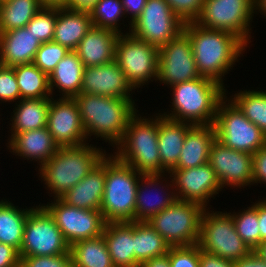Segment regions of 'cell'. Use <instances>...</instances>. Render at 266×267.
I'll list each match as a JSON object with an SVG mask.
<instances>
[{
  "instance_id": "cell-1",
  "label": "cell",
  "mask_w": 266,
  "mask_h": 267,
  "mask_svg": "<svg viewBox=\"0 0 266 267\" xmlns=\"http://www.w3.org/2000/svg\"><path fill=\"white\" fill-rule=\"evenodd\" d=\"M183 32L189 37L198 73L223 85L222 76L247 45L230 32L203 28L194 22L185 23Z\"/></svg>"
},
{
  "instance_id": "cell-2",
  "label": "cell",
  "mask_w": 266,
  "mask_h": 267,
  "mask_svg": "<svg viewBox=\"0 0 266 267\" xmlns=\"http://www.w3.org/2000/svg\"><path fill=\"white\" fill-rule=\"evenodd\" d=\"M74 100L79 107L86 137L94 134L116 145L124 137L130 118L137 112L134 100L128 98L80 93Z\"/></svg>"
},
{
  "instance_id": "cell-3",
  "label": "cell",
  "mask_w": 266,
  "mask_h": 267,
  "mask_svg": "<svg viewBox=\"0 0 266 267\" xmlns=\"http://www.w3.org/2000/svg\"><path fill=\"white\" fill-rule=\"evenodd\" d=\"M173 87V88H172ZM224 86L208 77H199L171 86L173 109L162 116L193 125L214 124L217 107L226 97Z\"/></svg>"
},
{
  "instance_id": "cell-4",
  "label": "cell",
  "mask_w": 266,
  "mask_h": 267,
  "mask_svg": "<svg viewBox=\"0 0 266 267\" xmlns=\"http://www.w3.org/2000/svg\"><path fill=\"white\" fill-rule=\"evenodd\" d=\"M106 155L105 151L82 144L75 147H59L52 158L40 168V175L47 187L60 199L78 184Z\"/></svg>"
},
{
  "instance_id": "cell-5",
  "label": "cell",
  "mask_w": 266,
  "mask_h": 267,
  "mask_svg": "<svg viewBox=\"0 0 266 267\" xmlns=\"http://www.w3.org/2000/svg\"><path fill=\"white\" fill-rule=\"evenodd\" d=\"M141 175L116 156H106V179L100 207L106 223L135 221L136 192Z\"/></svg>"
},
{
  "instance_id": "cell-6",
  "label": "cell",
  "mask_w": 266,
  "mask_h": 267,
  "mask_svg": "<svg viewBox=\"0 0 266 267\" xmlns=\"http://www.w3.org/2000/svg\"><path fill=\"white\" fill-rule=\"evenodd\" d=\"M150 120L142 119L137 113L130 118L115 156L142 175H161L158 116Z\"/></svg>"
},
{
  "instance_id": "cell-7",
  "label": "cell",
  "mask_w": 266,
  "mask_h": 267,
  "mask_svg": "<svg viewBox=\"0 0 266 267\" xmlns=\"http://www.w3.org/2000/svg\"><path fill=\"white\" fill-rule=\"evenodd\" d=\"M205 209L201 204L177 199L147 222L170 247L195 245L198 244Z\"/></svg>"
},
{
  "instance_id": "cell-8",
  "label": "cell",
  "mask_w": 266,
  "mask_h": 267,
  "mask_svg": "<svg viewBox=\"0 0 266 267\" xmlns=\"http://www.w3.org/2000/svg\"><path fill=\"white\" fill-rule=\"evenodd\" d=\"M224 97L217 107L216 139L234 150L255 153L266 145V134L253 124L231 100L226 104Z\"/></svg>"
},
{
  "instance_id": "cell-9",
  "label": "cell",
  "mask_w": 266,
  "mask_h": 267,
  "mask_svg": "<svg viewBox=\"0 0 266 267\" xmlns=\"http://www.w3.org/2000/svg\"><path fill=\"white\" fill-rule=\"evenodd\" d=\"M220 213V214H219ZM231 213H203L198 245L207 253L237 261L251 250L236 231Z\"/></svg>"
},
{
  "instance_id": "cell-10",
  "label": "cell",
  "mask_w": 266,
  "mask_h": 267,
  "mask_svg": "<svg viewBox=\"0 0 266 267\" xmlns=\"http://www.w3.org/2000/svg\"><path fill=\"white\" fill-rule=\"evenodd\" d=\"M254 10L255 0H204L194 23L203 28L230 32L247 45Z\"/></svg>"
},
{
  "instance_id": "cell-11",
  "label": "cell",
  "mask_w": 266,
  "mask_h": 267,
  "mask_svg": "<svg viewBox=\"0 0 266 267\" xmlns=\"http://www.w3.org/2000/svg\"><path fill=\"white\" fill-rule=\"evenodd\" d=\"M70 252L53 217L43 206H36L28 213L25 222L20 256H51Z\"/></svg>"
},
{
  "instance_id": "cell-12",
  "label": "cell",
  "mask_w": 266,
  "mask_h": 267,
  "mask_svg": "<svg viewBox=\"0 0 266 267\" xmlns=\"http://www.w3.org/2000/svg\"><path fill=\"white\" fill-rule=\"evenodd\" d=\"M159 48L141 41L131 33H122L116 42L115 61L134 89L158 76Z\"/></svg>"
},
{
  "instance_id": "cell-13",
  "label": "cell",
  "mask_w": 266,
  "mask_h": 267,
  "mask_svg": "<svg viewBox=\"0 0 266 267\" xmlns=\"http://www.w3.org/2000/svg\"><path fill=\"white\" fill-rule=\"evenodd\" d=\"M184 24L166 0H147L141 15L130 24V33L160 48L177 37L183 31Z\"/></svg>"
},
{
  "instance_id": "cell-14",
  "label": "cell",
  "mask_w": 266,
  "mask_h": 267,
  "mask_svg": "<svg viewBox=\"0 0 266 267\" xmlns=\"http://www.w3.org/2000/svg\"><path fill=\"white\" fill-rule=\"evenodd\" d=\"M55 220L65 240L73 243L102 235L106 222L100 210H88L67 205L61 199L43 206Z\"/></svg>"
},
{
  "instance_id": "cell-15",
  "label": "cell",
  "mask_w": 266,
  "mask_h": 267,
  "mask_svg": "<svg viewBox=\"0 0 266 267\" xmlns=\"http://www.w3.org/2000/svg\"><path fill=\"white\" fill-rule=\"evenodd\" d=\"M199 77L189 37L183 31L159 48L157 79L160 82L173 86Z\"/></svg>"
},
{
  "instance_id": "cell-16",
  "label": "cell",
  "mask_w": 266,
  "mask_h": 267,
  "mask_svg": "<svg viewBox=\"0 0 266 267\" xmlns=\"http://www.w3.org/2000/svg\"><path fill=\"white\" fill-rule=\"evenodd\" d=\"M46 127L59 147H75L86 143V133L74 98L61 97L58 101L50 99Z\"/></svg>"
},
{
  "instance_id": "cell-17",
  "label": "cell",
  "mask_w": 266,
  "mask_h": 267,
  "mask_svg": "<svg viewBox=\"0 0 266 267\" xmlns=\"http://www.w3.org/2000/svg\"><path fill=\"white\" fill-rule=\"evenodd\" d=\"M221 187H243L252 184V154L224 146L217 139L212 143L208 162Z\"/></svg>"
},
{
  "instance_id": "cell-18",
  "label": "cell",
  "mask_w": 266,
  "mask_h": 267,
  "mask_svg": "<svg viewBox=\"0 0 266 267\" xmlns=\"http://www.w3.org/2000/svg\"><path fill=\"white\" fill-rule=\"evenodd\" d=\"M169 174H171L170 177H173L170 182H173L175 191L179 190L175 192L178 200L195 202L205 208L207 200L222 189L215 171L209 163L188 169H172Z\"/></svg>"
},
{
  "instance_id": "cell-19",
  "label": "cell",
  "mask_w": 266,
  "mask_h": 267,
  "mask_svg": "<svg viewBox=\"0 0 266 267\" xmlns=\"http://www.w3.org/2000/svg\"><path fill=\"white\" fill-rule=\"evenodd\" d=\"M132 90V85L126 80L115 60L108 64L84 68L80 93L132 100L129 96Z\"/></svg>"
},
{
  "instance_id": "cell-20",
  "label": "cell",
  "mask_w": 266,
  "mask_h": 267,
  "mask_svg": "<svg viewBox=\"0 0 266 267\" xmlns=\"http://www.w3.org/2000/svg\"><path fill=\"white\" fill-rule=\"evenodd\" d=\"M106 179V155L78 184L60 199L67 205L88 210H100Z\"/></svg>"
},
{
  "instance_id": "cell-21",
  "label": "cell",
  "mask_w": 266,
  "mask_h": 267,
  "mask_svg": "<svg viewBox=\"0 0 266 267\" xmlns=\"http://www.w3.org/2000/svg\"><path fill=\"white\" fill-rule=\"evenodd\" d=\"M119 33L92 26L74 50L85 67L108 64L115 60Z\"/></svg>"
},
{
  "instance_id": "cell-22",
  "label": "cell",
  "mask_w": 266,
  "mask_h": 267,
  "mask_svg": "<svg viewBox=\"0 0 266 267\" xmlns=\"http://www.w3.org/2000/svg\"><path fill=\"white\" fill-rule=\"evenodd\" d=\"M34 37L27 27L0 33V65L13 67L32 63L42 44Z\"/></svg>"
},
{
  "instance_id": "cell-23",
  "label": "cell",
  "mask_w": 266,
  "mask_h": 267,
  "mask_svg": "<svg viewBox=\"0 0 266 267\" xmlns=\"http://www.w3.org/2000/svg\"><path fill=\"white\" fill-rule=\"evenodd\" d=\"M192 126L191 123L158 116V149L161 159V175L165 171L169 173L177 165L184 138Z\"/></svg>"
},
{
  "instance_id": "cell-24",
  "label": "cell",
  "mask_w": 266,
  "mask_h": 267,
  "mask_svg": "<svg viewBox=\"0 0 266 267\" xmlns=\"http://www.w3.org/2000/svg\"><path fill=\"white\" fill-rule=\"evenodd\" d=\"M216 139L214 124L193 125L184 138V144L173 169H188L209 162L212 143Z\"/></svg>"
},
{
  "instance_id": "cell-25",
  "label": "cell",
  "mask_w": 266,
  "mask_h": 267,
  "mask_svg": "<svg viewBox=\"0 0 266 267\" xmlns=\"http://www.w3.org/2000/svg\"><path fill=\"white\" fill-rule=\"evenodd\" d=\"M8 144L10 150L18 156L39 160L40 167L50 160L59 148L47 127L17 133Z\"/></svg>"
},
{
  "instance_id": "cell-26",
  "label": "cell",
  "mask_w": 266,
  "mask_h": 267,
  "mask_svg": "<svg viewBox=\"0 0 266 267\" xmlns=\"http://www.w3.org/2000/svg\"><path fill=\"white\" fill-rule=\"evenodd\" d=\"M92 26L89 11L57 7L53 41L74 51Z\"/></svg>"
},
{
  "instance_id": "cell-27",
  "label": "cell",
  "mask_w": 266,
  "mask_h": 267,
  "mask_svg": "<svg viewBox=\"0 0 266 267\" xmlns=\"http://www.w3.org/2000/svg\"><path fill=\"white\" fill-rule=\"evenodd\" d=\"M102 234L115 267H140L133 250V222L106 223Z\"/></svg>"
},
{
  "instance_id": "cell-28",
  "label": "cell",
  "mask_w": 266,
  "mask_h": 267,
  "mask_svg": "<svg viewBox=\"0 0 266 267\" xmlns=\"http://www.w3.org/2000/svg\"><path fill=\"white\" fill-rule=\"evenodd\" d=\"M84 68L85 66L76 52L69 51L48 75L51 95H53L54 86L63 92V98H74L80 94Z\"/></svg>"
},
{
  "instance_id": "cell-29",
  "label": "cell",
  "mask_w": 266,
  "mask_h": 267,
  "mask_svg": "<svg viewBox=\"0 0 266 267\" xmlns=\"http://www.w3.org/2000/svg\"><path fill=\"white\" fill-rule=\"evenodd\" d=\"M51 98L20 99L18 107H15L12 120L11 138L20 132L37 130L46 127L47 115ZM13 128V129H12Z\"/></svg>"
},
{
  "instance_id": "cell-30",
  "label": "cell",
  "mask_w": 266,
  "mask_h": 267,
  "mask_svg": "<svg viewBox=\"0 0 266 267\" xmlns=\"http://www.w3.org/2000/svg\"><path fill=\"white\" fill-rule=\"evenodd\" d=\"M133 237L134 255L139 266L169 252L170 245L148 222L133 221Z\"/></svg>"
},
{
  "instance_id": "cell-31",
  "label": "cell",
  "mask_w": 266,
  "mask_h": 267,
  "mask_svg": "<svg viewBox=\"0 0 266 267\" xmlns=\"http://www.w3.org/2000/svg\"><path fill=\"white\" fill-rule=\"evenodd\" d=\"M73 267H115L103 234L70 246Z\"/></svg>"
},
{
  "instance_id": "cell-32",
  "label": "cell",
  "mask_w": 266,
  "mask_h": 267,
  "mask_svg": "<svg viewBox=\"0 0 266 267\" xmlns=\"http://www.w3.org/2000/svg\"><path fill=\"white\" fill-rule=\"evenodd\" d=\"M159 177L161 178L162 176L158 175V174L141 175V179H140L141 184L138 183L137 192H136V203H135V221L136 222L149 221L153 216L160 213L163 209L168 208L177 200L175 193H173V191H172L171 195L169 193L168 194L166 193V195L162 196L161 199H158L157 198L158 196H157L156 197L157 199L155 198L156 201L152 199L153 202L151 203V201H152L151 197L152 196L150 198H149V196H146L149 194V193L146 194L147 193L146 188H150L149 186H151V187H153V186L156 187V185L158 186V184L160 183V181L158 180V179H160ZM144 188H145L146 193L144 191ZM148 192H150V191H148Z\"/></svg>"
},
{
  "instance_id": "cell-33",
  "label": "cell",
  "mask_w": 266,
  "mask_h": 267,
  "mask_svg": "<svg viewBox=\"0 0 266 267\" xmlns=\"http://www.w3.org/2000/svg\"><path fill=\"white\" fill-rule=\"evenodd\" d=\"M31 210L21 211L8 201H0V243L20 251L25 222Z\"/></svg>"
},
{
  "instance_id": "cell-34",
  "label": "cell",
  "mask_w": 266,
  "mask_h": 267,
  "mask_svg": "<svg viewBox=\"0 0 266 267\" xmlns=\"http://www.w3.org/2000/svg\"><path fill=\"white\" fill-rule=\"evenodd\" d=\"M43 6L39 0H3L0 2V33L26 27Z\"/></svg>"
},
{
  "instance_id": "cell-35",
  "label": "cell",
  "mask_w": 266,
  "mask_h": 267,
  "mask_svg": "<svg viewBox=\"0 0 266 267\" xmlns=\"http://www.w3.org/2000/svg\"><path fill=\"white\" fill-rule=\"evenodd\" d=\"M21 99L49 98V77L33 63L13 66Z\"/></svg>"
},
{
  "instance_id": "cell-36",
  "label": "cell",
  "mask_w": 266,
  "mask_h": 267,
  "mask_svg": "<svg viewBox=\"0 0 266 267\" xmlns=\"http://www.w3.org/2000/svg\"><path fill=\"white\" fill-rule=\"evenodd\" d=\"M232 101L245 117L266 134V91H240Z\"/></svg>"
},
{
  "instance_id": "cell-37",
  "label": "cell",
  "mask_w": 266,
  "mask_h": 267,
  "mask_svg": "<svg viewBox=\"0 0 266 267\" xmlns=\"http://www.w3.org/2000/svg\"><path fill=\"white\" fill-rule=\"evenodd\" d=\"M89 14L94 27L109 29L121 34L117 23L119 18L125 14L121 0H98L89 10Z\"/></svg>"
},
{
  "instance_id": "cell-38",
  "label": "cell",
  "mask_w": 266,
  "mask_h": 267,
  "mask_svg": "<svg viewBox=\"0 0 266 267\" xmlns=\"http://www.w3.org/2000/svg\"><path fill=\"white\" fill-rule=\"evenodd\" d=\"M242 213L231 214L237 233L249 247L255 250L260 244V232L258 223V203L247 207Z\"/></svg>"
},
{
  "instance_id": "cell-39",
  "label": "cell",
  "mask_w": 266,
  "mask_h": 267,
  "mask_svg": "<svg viewBox=\"0 0 266 267\" xmlns=\"http://www.w3.org/2000/svg\"><path fill=\"white\" fill-rule=\"evenodd\" d=\"M56 19L57 7H42L26 27L42 43L53 41Z\"/></svg>"
},
{
  "instance_id": "cell-40",
  "label": "cell",
  "mask_w": 266,
  "mask_h": 267,
  "mask_svg": "<svg viewBox=\"0 0 266 267\" xmlns=\"http://www.w3.org/2000/svg\"><path fill=\"white\" fill-rule=\"evenodd\" d=\"M69 51L67 47L54 41L45 42L40 45L32 63L49 75Z\"/></svg>"
},
{
  "instance_id": "cell-41",
  "label": "cell",
  "mask_w": 266,
  "mask_h": 267,
  "mask_svg": "<svg viewBox=\"0 0 266 267\" xmlns=\"http://www.w3.org/2000/svg\"><path fill=\"white\" fill-rule=\"evenodd\" d=\"M167 254L171 267H200L198 244L170 247Z\"/></svg>"
},
{
  "instance_id": "cell-42",
  "label": "cell",
  "mask_w": 266,
  "mask_h": 267,
  "mask_svg": "<svg viewBox=\"0 0 266 267\" xmlns=\"http://www.w3.org/2000/svg\"><path fill=\"white\" fill-rule=\"evenodd\" d=\"M19 267H73L71 253L51 256H20Z\"/></svg>"
},
{
  "instance_id": "cell-43",
  "label": "cell",
  "mask_w": 266,
  "mask_h": 267,
  "mask_svg": "<svg viewBox=\"0 0 266 267\" xmlns=\"http://www.w3.org/2000/svg\"><path fill=\"white\" fill-rule=\"evenodd\" d=\"M20 98V91L13 67L0 65V100L14 101Z\"/></svg>"
},
{
  "instance_id": "cell-44",
  "label": "cell",
  "mask_w": 266,
  "mask_h": 267,
  "mask_svg": "<svg viewBox=\"0 0 266 267\" xmlns=\"http://www.w3.org/2000/svg\"><path fill=\"white\" fill-rule=\"evenodd\" d=\"M172 11L185 23L194 22L204 0H166Z\"/></svg>"
},
{
  "instance_id": "cell-45",
  "label": "cell",
  "mask_w": 266,
  "mask_h": 267,
  "mask_svg": "<svg viewBox=\"0 0 266 267\" xmlns=\"http://www.w3.org/2000/svg\"><path fill=\"white\" fill-rule=\"evenodd\" d=\"M252 164V183H266V145L252 154Z\"/></svg>"
},
{
  "instance_id": "cell-46",
  "label": "cell",
  "mask_w": 266,
  "mask_h": 267,
  "mask_svg": "<svg viewBox=\"0 0 266 267\" xmlns=\"http://www.w3.org/2000/svg\"><path fill=\"white\" fill-rule=\"evenodd\" d=\"M19 251L7 244L0 243V267H19Z\"/></svg>"
},
{
  "instance_id": "cell-47",
  "label": "cell",
  "mask_w": 266,
  "mask_h": 267,
  "mask_svg": "<svg viewBox=\"0 0 266 267\" xmlns=\"http://www.w3.org/2000/svg\"><path fill=\"white\" fill-rule=\"evenodd\" d=\"M200 267H235L233 261L205 252L199 247Z\"/></svg>"
},
{
  "instance_id": "cell-48",
  "label": "cell",
  "mask_w": 266,
  "mask_h": 267,
  "mask_svg": "<svg viewBox=\"0 0 266 267\" xmlns=\"http://www.w3.org/2000/svg\"><path fill=\"white\" fill-rule=\"evenodd\" d=\"M146 2L147 0H121L124 13L130 14L131 12V24L141 15Z\"/></svg>"
},
{
  "instance_id": "cell-49",
  "label": "cell",
  "mask_w": 266,
  "mask_h": 267,
  "mask_svg": "<svg viewBox=\"0 0 266 267\" xmlns=\"http://www.w3.org/2000/svg\"><path fill=\"white\" fill-rule=\"evenodd\" d=\"M235 267H266V262L254 251L234 262Z\"/></svg>"
},
{
  "instance_id": "cell-50",
  "label": "cell",
  "mask_w": 266,
  "mask_h": 267,
  "mask_svg": "<svg viewBox=\"0 0 266 267\" xmlns=\"http://www.w3.org/2000/svg\"><path fill=\"white\" fill-rule=\"evenodd\" d=\"M258 223L261 243L266 240V200L258 202Z\"/></svg>"
},
{
  "instance_id": "cell-51",
  "label": "cell",
  "mask_w": 266,
  "mask_h": 267,
  "mask_svg": "<svg viewBox=\"0 0 266 267\" xmlns=\"http://www.w3.org/2000/svg\"><path fill=\"white\" fill-rule=\"evenodd\" d=\"M98 0H68L67 8L78 11H89Z\"/></svg>"
},
{
  "instance_id": "cell-52",
  "label": "cell",
  "mask_w": 266,
  "mask_h": 267,
  "mask_svg": "<svg viewBox=\"0 0 266 267\" xmlns=\"http://www.w3.org/2000/svg\"><path fill=\"white\" fill-rule=\"evenodd\" d=\"M140 267H171L169 263V255L154 257L145 261Z\"/></svg>"
},
{
  "instance_id": "cell-53",
  "label": "cell",
  "mask_w": 266,
  "mask_h": 267,
  "mask_svg": "<svg viewBox=\"0 0 266 267\" xmlns=\"http://www.w3.org/2000/svg\"><path fill=\"white\" fill-rule=\"evenodd\" d=\"M68 0H39L43 7H66Z\"/></svg>"
},
{
  "instance_id": "cell-54",
  "label": "cell",
  "mask_w": 266,
  "mask_h": 267,
  "mask_svg": "<svg viewBox=\"0 0 266 267\" xmlns=\"http://www.w3.org/2000/svg\"><path fill=\"white\" fill-rule=\"evenodd\" d=\"M254 251L266 262V240L262 241Z\"/></svg>"
},
{
  "instance_id": "cell-55",
  "label": "cell",
  "mask_w": 266,
  "mask_h": 267,
  "mask_svg": "<svg viewBox=\"0 0 266 267\" xmlns=\"http://www.w3.org/2000/svg\"><path fill=\"white\" fill-rule=\"evenodd\" d=\"M255 9L266 14V0H255Z\"/></svg>"
}]
</instances>
